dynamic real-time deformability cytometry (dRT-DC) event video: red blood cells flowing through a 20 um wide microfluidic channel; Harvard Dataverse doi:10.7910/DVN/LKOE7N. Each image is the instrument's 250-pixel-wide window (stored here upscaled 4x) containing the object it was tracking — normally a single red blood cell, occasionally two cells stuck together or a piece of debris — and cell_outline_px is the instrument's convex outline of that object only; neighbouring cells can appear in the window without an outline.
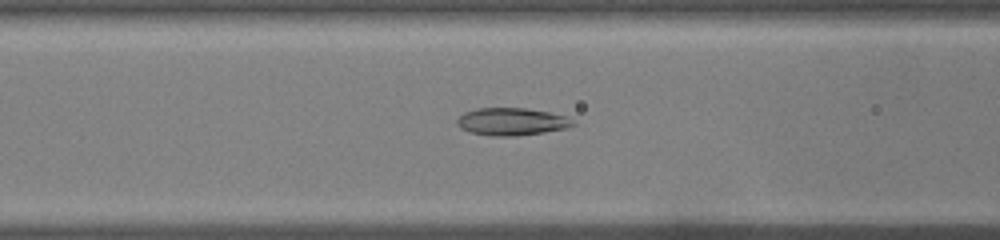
{"species": "common noctule bat (a hibernating species)", "species_latin": "Nyctalus noctula", "temperature_condition": "warm", "stored_images_in_passage": 37, "camera_frame_rate_fps": 3000, "um_per_image_px": 0.085, "animal": {"sex": "male", "body_mass_g": 19.0, "forearm_length_mm": 50.8}, "frame": {"image": 1, "passage_image": 8, "time_ms": 2.333, "image_size_px": [1000, 240], "cell_outline_px": [[576, 124], [568, 128], [544, 132], [516, 136], [492, 136], [468, 132], [460, 128], [456, 124], [456, 120], [464, 112], [476, 108], [524, 108], [548, 112], [568, 116]], "centroid_in_image_um": [43.48, 10.34], "position_along_channel_um": 123.1, "area_um2": 18.73}}
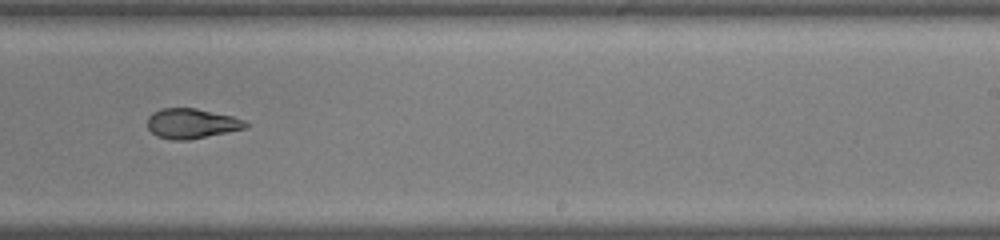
{"frame": {"image": 2, "passage_image": 19, "time_ms": 6.0, "image_size_px": [1000, 240], "cell_outline_px": [[248, 128], [188, 140], [172, 140], [156, 136], [148, 128], [148, 116], [152, 112], [160, 108], [196, 108], [232, 116], [244, 120], [248, 124]], "centroid_in_image_um": [16.28, 10.5], "position_along_channel_um": 272.7, "area_um2": 17.22}}
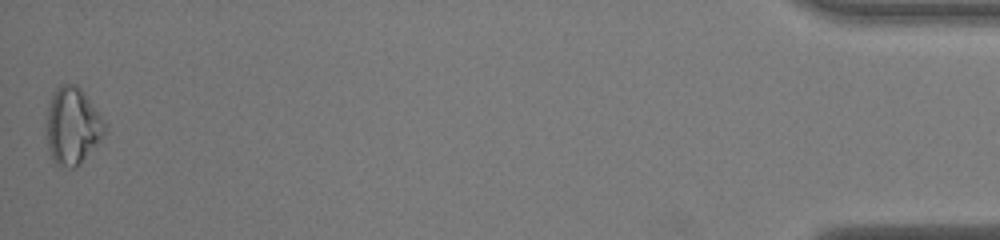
{"frame": {"image": 3, "passage_image": 37, "time_ms": 12.0, "image_size_px": [1000, 240], "cell_outline_px": [[104, 132], [80, 164], [76, 168], [68, 168], [56, 164], [52, 160], [48, 148], [48, 104], [56, 88], [60, 84], [76, 84], [80, 88], [104, 120]], "centroid_in_image_um": [6.13, 10.71], "position_along_channel_um": 429.1, "area_um2": 25.43}, "authors_computed_cell_mechanics": {"area_um2": 18.3804, "velocity_mm_per_s": 4.0871, "shape_relaxation_time_tau1_ms": null, "shape_relaxation_time_tau2_ms": 2.0289, "deformation_change_tau1": null, "deformation_change_tau2": 0.0678}}